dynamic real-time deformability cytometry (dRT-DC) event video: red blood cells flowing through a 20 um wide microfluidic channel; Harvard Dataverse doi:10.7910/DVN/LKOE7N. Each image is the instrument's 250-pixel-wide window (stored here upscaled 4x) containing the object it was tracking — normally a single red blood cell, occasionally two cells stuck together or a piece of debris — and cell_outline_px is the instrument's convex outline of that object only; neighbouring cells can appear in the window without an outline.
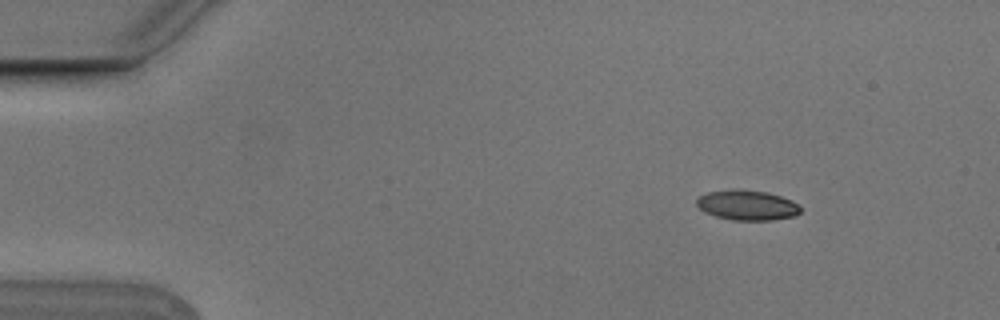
{"species": "Egyptian fruit bat (a non-hibernating species)", "species_latin": "Rousettus aegyptiacus", "temperature_condition": "cold", "stored_images_in_passage": 4, "camera_frame_rate_fps": 3000, "um_per_image_px": 0.085, "animal": {"sex": "male"}, "frame": {"image": 1, "passage_image": 1, "time_ms": 0.0, "image_size_px": [1000, 320], "cell_outline_px": [[800, 212], [796, 216], [772, 220], [732, 220], [716, 216], [704, 212], [696, 204], [696, 200], [700, 196], [708, 192], [732, 188], [768, 192], [792, 200], [800, 208]], "centroid_in_image_um": [63.5, 17.43], "position_along_channel_um": 21.5, "area_um2": 18.26}}
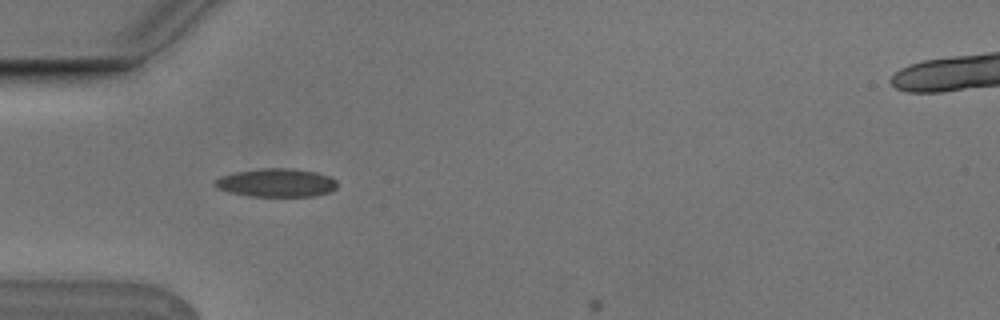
{"frame": {"image": 2, "passage_image": 3, "time_ms": 0.667, "image_size_px": [1000, 320], "cell_outline_px": [[336, 188], [328, 192], [316, 196], [248, 196], [228, 192], [216, 188], [212, 184], [220, 176], [236, 172], [260, 168], [288, 168], [316, 172], [328, 176], [336, 180]], "centroid_in_image_um": [23.45, 15.53], "position_along_channel_um": 61.5, "area_um2": 20.23}}